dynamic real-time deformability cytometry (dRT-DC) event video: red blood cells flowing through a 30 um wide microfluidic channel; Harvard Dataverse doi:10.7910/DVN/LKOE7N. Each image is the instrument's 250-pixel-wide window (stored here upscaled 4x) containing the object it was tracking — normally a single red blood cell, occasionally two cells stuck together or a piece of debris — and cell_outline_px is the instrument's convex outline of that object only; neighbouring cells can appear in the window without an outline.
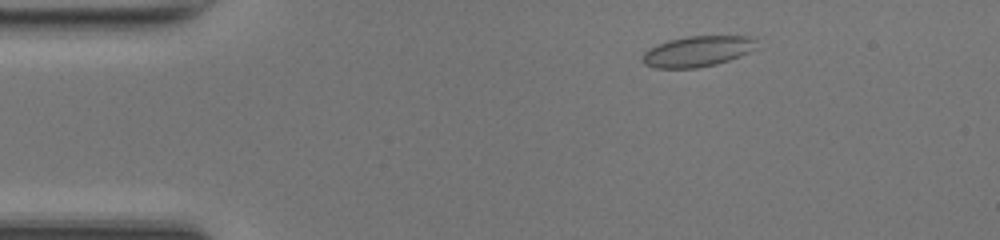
{"species": "common noctule bat (a hibernating species)", "species_latin": "Nyctalus noctula", "temperature_condition": "room temperature", "stored_images_in_passage": 46, "camera_frame_rate_fps": 3000, "um_per_image_px": 0.085, "animal": {"sex": "female", "body_mass_g": 17.0, "forearm_length_mm": 48.0}, "frame": {"image": 1, "passage_image": 5, "time_ms": 1.333, "image_size_px": [1000, 240], "cell_outline_px": [[756, 48], [740, 56], [716, 64], [696, 68], [656, 68], [644, 64], [644, 52], [668, 40], [688, 36], [756, 36]], "centroid_in_image_um": [59.34, 4.36], "position_along_channel_um": 25.7, "area_um2": 20.17}}
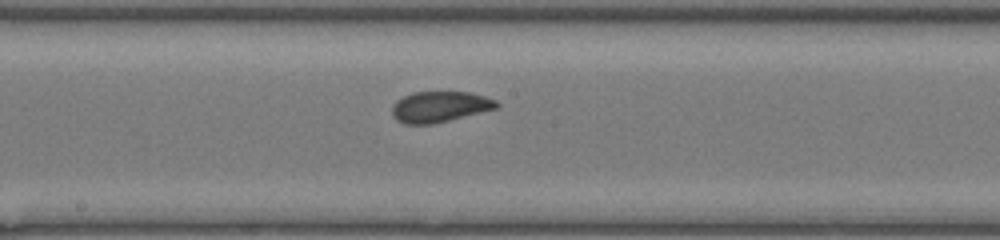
{"frame": {"image": 2, "passage_image": 23, "time_ms": 7.333, "image_size_px": [1000, 240], "cell_outline_px": [[500, 108], [432, 124], [404, 124], [396, 120], [392, 116], [392, 104], [396, 100], [412, 92], [472, 92], [496, 100], [500, 104]], "centroid_in_image_um": [37.39, 9.07], "position_along_channel_um": 210.8, "area_um2": 19.02}}
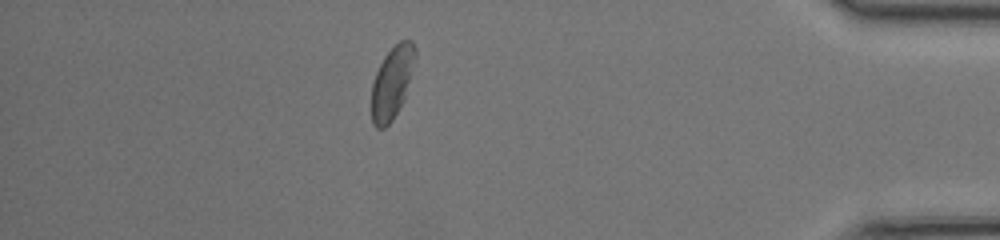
{"frame": {"image": 3, "passage_image": 40, "time_ms": 13.0, "image_size_px": [1000, 240], "cell_outline_px": [[416, 56], [404, 100], [392, 120], [384, 128], [376, 128], [372, 124], [372, 84], [376, 72], [384, 56], [400, 40], [412, 40], [416, 48]], "centroid_in_image_um": [33.33, 7.01], "position_along_channel_um": 401.9, "area_um2": 18.26}, "authors_computed_cell_mechanics": {"area_um2": 19.4208, "velocity_mm_per_s": 4.1972, "shape_relaxation_time_tau1_ms": 9.2898, "shape_relaxation_time_tau2_ms": 0.611, "deformation_change_tau1": 0.1579, "deformation_change_tau2": 0.0431}}